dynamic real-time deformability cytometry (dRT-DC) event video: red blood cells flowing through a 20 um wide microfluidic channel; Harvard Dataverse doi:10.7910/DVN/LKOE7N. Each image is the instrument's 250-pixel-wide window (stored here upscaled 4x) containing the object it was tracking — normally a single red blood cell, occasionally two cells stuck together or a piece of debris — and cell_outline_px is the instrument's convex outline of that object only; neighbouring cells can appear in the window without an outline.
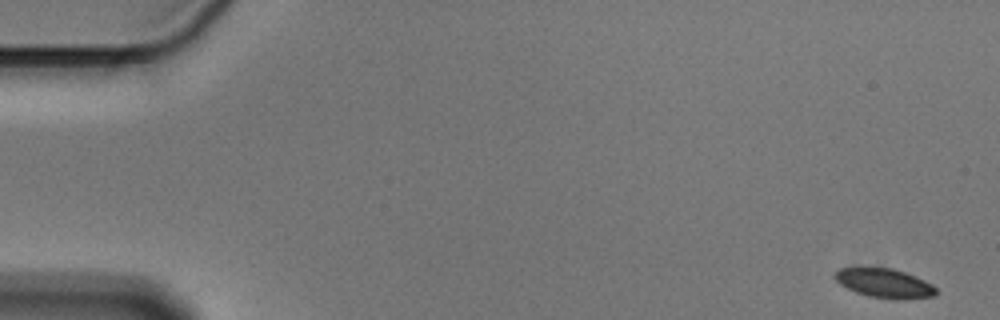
{"species": "Egyptian fruit bat (a non-hibernating species)", "species_latin": "Rousettus aegyptiacus", "temperature_condition": "cold", "stored_images_in_passage": 56, "camera_frame_rate_fps": 3000, "um_per_image_px": 0.085, "animal": {"sex": "male"}, "frame": {"image": 1, "passage_image": 1, "time_ms": 0.0, "image_size_px": [1000, 320], "cell_outline_px": [[940, 292], [936, 296], [904, 300], [892, 300], [868, 296], [856, 292], [840, 284], [832, 276], [840, 268], [860, 264], [868, 264], [892, 268], [916, 276], [932, 284]], "centroid_in_image_um": [75.16, 24.03], "position_along_channel_um": 9.8, "area_um2": 18.32}}
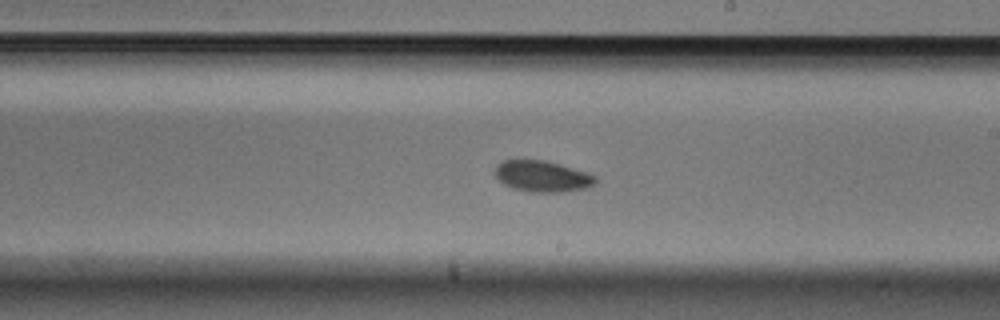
{"frame": {"image": 2, "passage_image": 32, "time_ms": 10.333, "image_size_px": [1000, 320], "cell_outline_px": [[596, 184], [588, 188], [560, 192], [532, 192], [512, 188], [504, 184], [492, 172], [496, 164], [504, 160], [544, 160], [560, 164], [588, 172], [596, 176]], "centroid_in_image_um": [46.1, 14.98], "position_along_channel_um": 242.9, "area_um2": 18.44}}
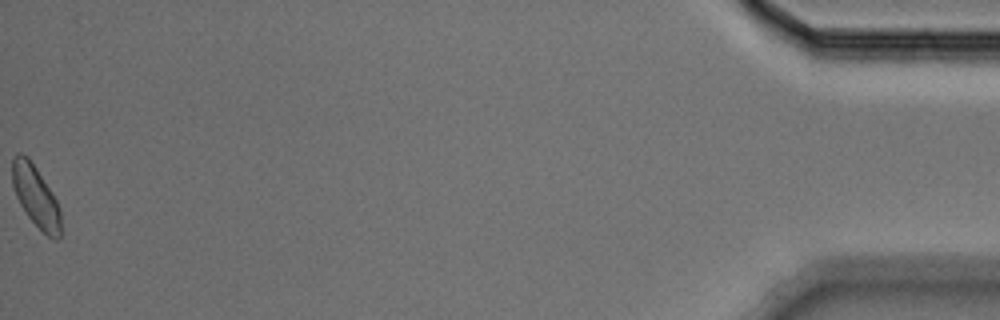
{"frame": {"image": 3, "passage_image": 56, "time_ms": 18.333, "image_size_px": [1000, 320], "cell_outline_px": [[60, 236], [56, 240], [48, 236], [28, 216], [20, 204], [16, 196], [12, 184], [12, 156], [16, 152], [20, 152], [28, 156], [52, 192], [60, 208]], "centroid_in_image_um": [3.01, 16.63], "position_along_channel_um": 432.2, "area_um2": 17.22}, "authors_computed_cell_mechanics": {"area_um2": 18.0047, "velocity_mm_per_s": 3.5621, "shape_relaxation_time_tau1_ms": 3.362, "shape_relaxation_time_tau2_ms": null, "deformation_change_tau1": 0.0802, "deformation_change_tau2": null}}